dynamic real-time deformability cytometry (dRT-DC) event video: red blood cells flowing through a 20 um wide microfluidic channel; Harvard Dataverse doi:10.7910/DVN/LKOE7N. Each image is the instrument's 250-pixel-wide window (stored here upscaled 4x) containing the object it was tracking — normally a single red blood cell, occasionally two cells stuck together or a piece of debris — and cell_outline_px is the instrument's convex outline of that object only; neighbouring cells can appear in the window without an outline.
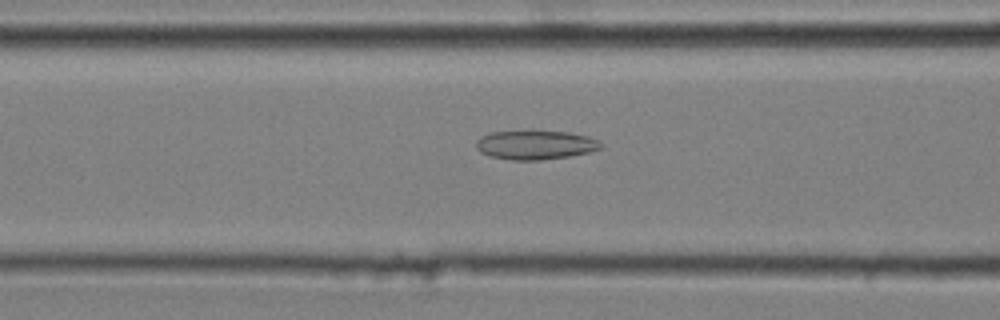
{"species": "common noctule bat (a hibernating species)", "species_latin": "Nyctalus noctula", "temperature_condition": "cold", "stored_images_in_passage": 50, "camera_frame_rate_fps": 3000, "um_per_image_px": 0.085, "animal": {"sex": "male", "body_mass_g": 20.4}, "frame": {"image": 1, "passage_image": 22, "time_ms": 7.0, "image_size_px": [1000, 320], "cell_outline_px": [[604, 144], [600, 148], [588, 152], [568, 156], [540, 160], [512, 160], [488, 156], [480, 152], [476, 148], [476, 140], [480, 136], [492, 132], [568, 132], [588, 136], [600, 140]], "centroid_in_image_um": [45.5, 12.33], "position_along_channel_um": 121.1, "area_um2": 20.92}}
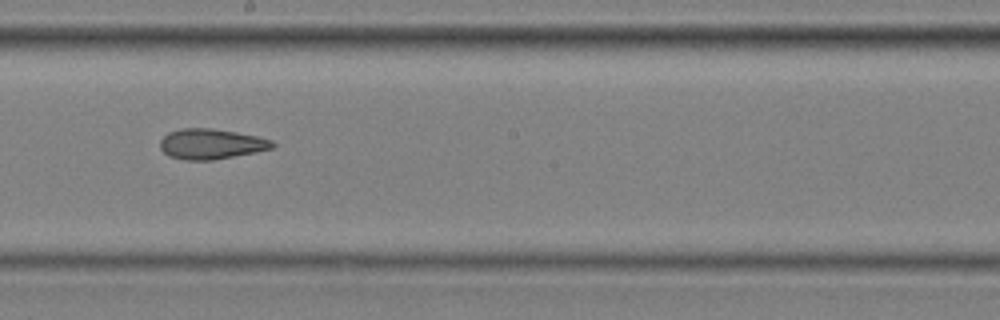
{"frame": {"image": 2, "passage_image": 31, "time_ms": 10.0, "image_size_px": [1000, 320], "cell_outline_px": [[276, 144], [272, 148], [212, 160], [184, 160], [168, 156], [160, 148], [160, 140], [168, 132], [180, 128], [212, 128], [236, 132], [256, 136], [272, 140]], "centroid_in_image_um": [17.89, 12.23], "position_along_channel_um": 230.3, "area_um2": 19.71}}
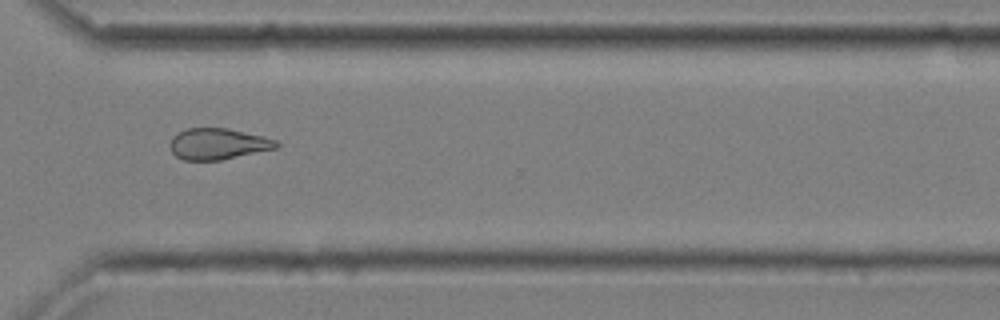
{"frame": {"image": 3, "passage_image": 41, "time_ms": 13.333, "image_size_px": [1000, 320], "cell_outline_px": [[280, 144], [276, 148], [220, 160], [184, 160], [176, 156], [172, 152], [168, 144], [172, 136], [184, 128], [228, 128], [264, 136], [276, 140]], "centroid_in_image_um": [18.49, 12.22], "position_along_channel_um": 352.1, "area_um2": 19.42}, "authors_computed_cell_mechanics": {"area_um2": 20.8658, "velocity_mm_per_s": 3.6403, "shape_relaxation_time_tau1_ms": null, "shape_relaxation_time_tau2_ms": 3.9034, "deformation_change_tau1": null, "deformation_change_tau2": 0.1174}}